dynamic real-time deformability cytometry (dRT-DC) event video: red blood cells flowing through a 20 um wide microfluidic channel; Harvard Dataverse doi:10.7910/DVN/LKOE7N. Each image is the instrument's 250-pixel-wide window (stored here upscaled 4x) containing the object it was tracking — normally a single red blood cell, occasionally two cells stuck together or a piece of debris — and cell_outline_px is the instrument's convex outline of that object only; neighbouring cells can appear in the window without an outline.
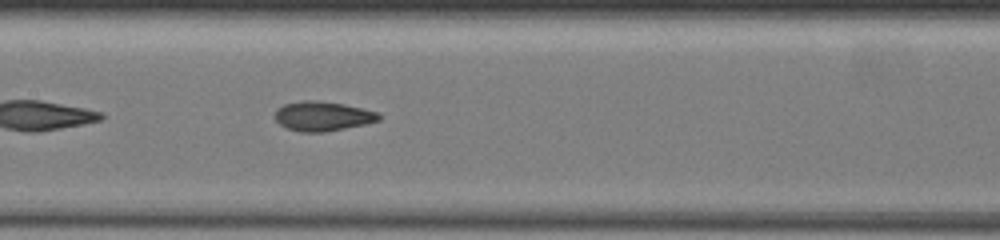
{"species": "common noctule bat (a hibernating species)", "species_latin": "Nyctalus noctula", "temperature_condition": "warm", "stored_images_in_passage": 27, "camera_frame_rate_fps": 3000, "um_per_image_px": 0.085, "animal": {"sex": "female", "body_mass_g": 19.5, "forearm_length_mm": 54.1}, "frame": {"image": 1, "passage_image": 8, "time_ms": 3.667, "image_size_px": [1000, 240], "cell_outline_px": [[384, 116], [380, 120], [368, 124], [324, 132], [300, 132], [284, 128], [272, 116], [276, 108], [284, 104], [304, 100], [316, 100], [344, 104], [380, 112]], "centroid_in_image_um": [27.44, 9.88], "position_along_channel_um": 180.0, "area_um2": 18.38}}
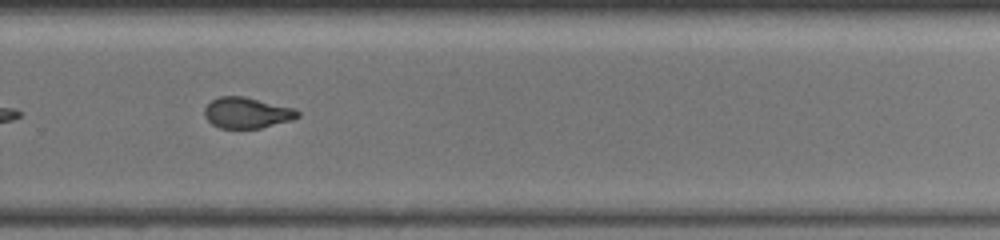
{"frame": {"image": 2, "passage_image": 16, "time_ms": 7.333, "image_size_px": [1000, 240], "cell_outline_px": [[300, 116], [292, 120], [260, 128], [220, 128], [212, 124], [204, 116], [204, 108], [212, 100], [220, 96], [244, 96], [296, 108], [300, 112]], "centroid_in_image_um": [21.01, 9.58], "position_along_channel_um": 308.8, "area_um2": 16.88}, "authors_computed_cell_mechanics": {"area_um2": 17.5134, "velocity_mm_per_s": 3.5297, "shape_relaxation_time_tau1_ms": null, "shape_relaxation_time_tau2_ms": 1.8856, "deformation_change_tau1": null, "deformation_change_tau2": 0.0879}}